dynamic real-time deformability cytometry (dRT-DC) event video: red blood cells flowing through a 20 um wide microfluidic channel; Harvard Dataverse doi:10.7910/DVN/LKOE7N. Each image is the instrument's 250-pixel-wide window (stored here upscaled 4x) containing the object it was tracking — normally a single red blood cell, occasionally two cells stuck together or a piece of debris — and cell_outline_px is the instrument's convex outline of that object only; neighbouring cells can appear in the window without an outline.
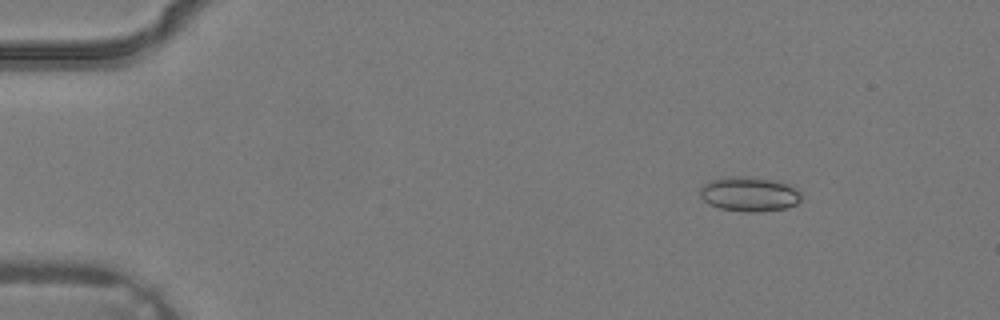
{"species": "common noctule bat (a hibernating species)", "species_latin": "Nyctalus noctula", "temperature_condition": "warm", "stored_images_in_passage": 4, "camera_frame_rate_fps": 3000, "um_per_image_px": 0.085, "animal": {"sex": "male", "body_mass_g": 19.2, "forearm_length_mm": 51.8}, "frame": {"image": 1, "passage_image": 2, "time_ms": 0.333, "image_size_px": [1000, 320], "cell_outline_px": [[800, 200], [796, 204], [784, 208], [752, 212], [744, 212], [720, 208], [708, 204], [700, 196], [700, 188], [708, 180], [732, 176], [752, 176], [776, 180], [788, 184], [796, 188], [800, 192]], "centroid_in_image_um": [63.66, 16.48], "position_along_channel_um": 21.3, "area_um2": 20.52}}